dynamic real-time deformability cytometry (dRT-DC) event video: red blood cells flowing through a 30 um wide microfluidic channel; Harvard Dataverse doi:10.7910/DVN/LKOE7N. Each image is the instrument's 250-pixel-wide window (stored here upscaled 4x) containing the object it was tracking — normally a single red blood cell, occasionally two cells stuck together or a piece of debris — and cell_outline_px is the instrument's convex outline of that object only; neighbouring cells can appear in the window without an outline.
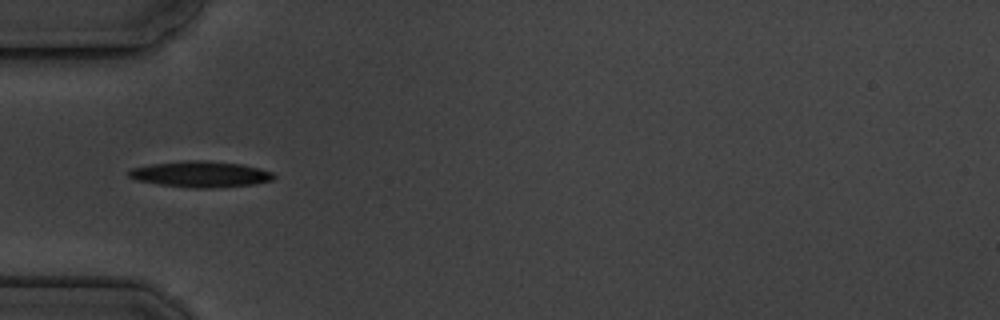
{"species": "common noctule bat (a hibernating species)", "species_latin": "Nyctalus noctula", "temperature_condition": "cold", "stored_images_in_passage": 1, "camera_frame_rate_fps": 3000, "um_per_image_px": 0.085, "animal": {"sex": "male", "body_mass_g": 19.5, "forearm_length_mm": 54.6}, "frame": {"image": 1, "passage_image": 1, "time_ms": 0.0, "image_size_px": [1000, 320], "cell_outline_px": [[276, 176], [272, 180], [252, 184], [208, 188], [192, 188], [160, 184], [136, 180], [128, 176], [128, 172], [132, 168], [148, 164], [184, 160], [208, 160], [244, 164], [260, 168], [272, 172]], "centroid_in_image_um": [17.04, 14.79], "position_along_channel_um": 68.0, "area_um2": 22.08}}